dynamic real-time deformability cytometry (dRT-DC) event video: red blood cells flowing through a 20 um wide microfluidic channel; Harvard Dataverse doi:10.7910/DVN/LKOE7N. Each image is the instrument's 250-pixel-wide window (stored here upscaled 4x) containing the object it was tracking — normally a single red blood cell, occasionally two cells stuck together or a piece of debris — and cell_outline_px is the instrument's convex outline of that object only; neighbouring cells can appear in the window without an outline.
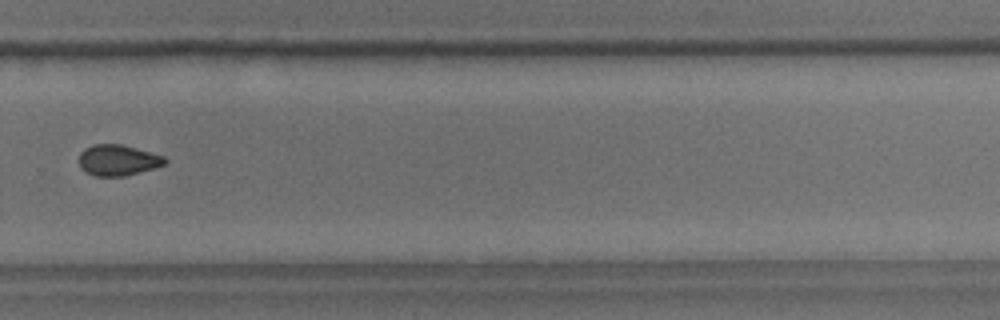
{"species": "common noctule bat (a hibernating species)", "species_latin": "Nyctalus noctula", "temperature_condition": "room temperature", "stored_images_in_passage": 14, "segment_of_instrument_passage": [2, 2], "camera_frame_rate_fps": 3000, "um_per_image_px": 0.085, "animal": {"sex": "male", "body_mass_g": 18.8}, "frame": {"image": 1, "passage_image": 10, "time_ms": 11.333, "image_size_px": [1000, 320], "cell_outline_px": [[168, 160], [164, 164], [152, 168], [124, 176], [96, 176], [80, 168], [80, 152], [84, 148], [92, 144], [120, 144], [136, 148], [164, 156]], "centroid_in_image_um": [10.0, 13.6], "position_along_channel_um": 319.8, "area_um2": 15.26}}
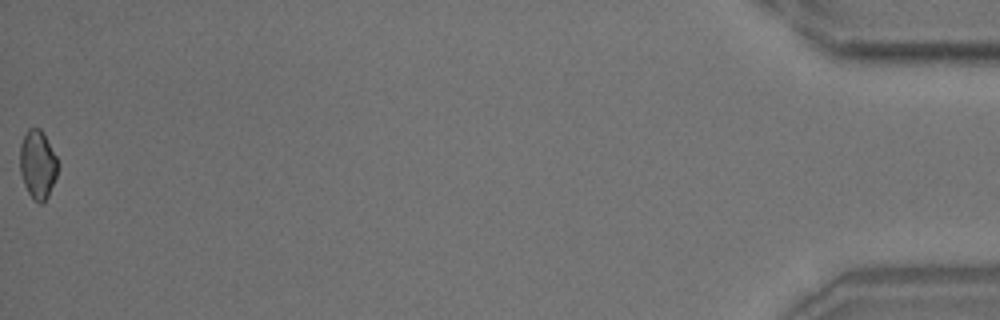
{"frame": {"image": 2, "passage_image": 14, "time_ms": 17.0, "image_size_px": [1000, 320], "cell_outline_px": [[60, 164], [56, 176], [48, 196], [40, 204], [32, 200], [24, 184], [20, 172], [20, 144], [28, 128], [40, 128], [56, 156]], "centroid_in_image_um": [3.2, 13.99], "position_along_channel_um": 432.0, "area_um2": 15.14}}